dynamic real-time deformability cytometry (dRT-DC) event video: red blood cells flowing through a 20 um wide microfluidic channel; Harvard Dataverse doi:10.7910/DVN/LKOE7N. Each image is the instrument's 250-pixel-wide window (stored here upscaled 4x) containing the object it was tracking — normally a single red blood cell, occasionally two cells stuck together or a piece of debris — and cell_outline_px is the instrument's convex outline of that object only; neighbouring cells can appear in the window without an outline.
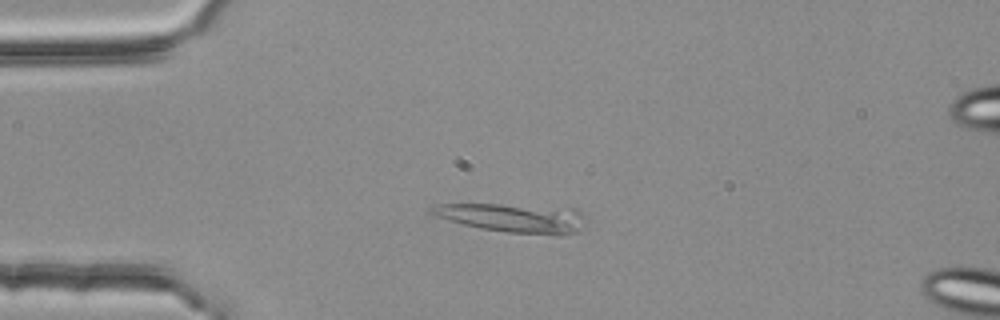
{"species": "common noctule bat (a hibernating species)", "species_latin": "Nyctalus noctula", "temperature_condition": "room temperature", "stored_images_in_passage": 3, "camera_frame_rate_fps": 3000, "um_per_image_px": 0.085, "animal": {"sex": "female", "body_mass_g": 25.1}, "frame": {"image": 1, "passage_image": 2, "time_ms": 0.333, "image_size_px": [1000, 320], "cell_outline_px": [[584, 228], [580, 232], [564, 236], [556, 236], [508, 232], [480, 228], [464, 224], [436, 216], [428, 212], [428, 208], [440, 204], [500, 204], [572, 208], [580, 212], [584, 216]], "centroid_in_image_um": [43.71, 18.54], "position_along_channel_um": 41.3, "area_um2": 26.24}}